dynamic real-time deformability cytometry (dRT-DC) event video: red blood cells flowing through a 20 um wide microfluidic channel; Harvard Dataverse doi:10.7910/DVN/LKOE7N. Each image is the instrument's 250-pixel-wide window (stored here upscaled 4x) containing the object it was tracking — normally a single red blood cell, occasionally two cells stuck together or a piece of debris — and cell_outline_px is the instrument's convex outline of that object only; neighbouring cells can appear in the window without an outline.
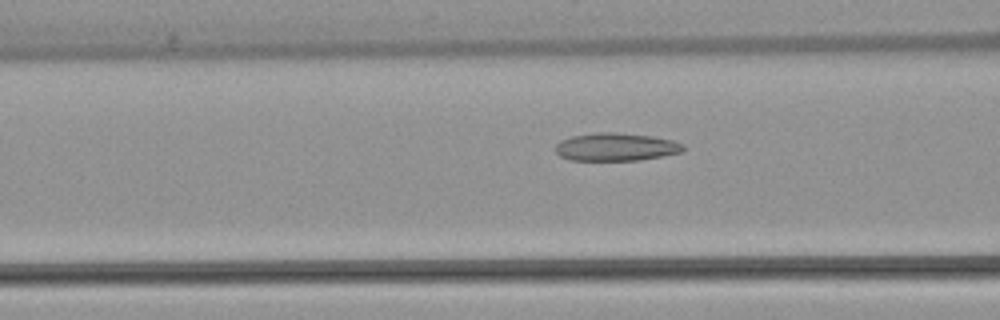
{"species": "common noctule bat (a hibernating species)", "species_latin": "Nyctalus noctula", "temperature_condition": "warm", "stored_images_in_passage": 37, "camera_frame_rate_fps": 3000, "um_per_image_px": 0.085, "animal": {"sex": "female", "body_mass_g": 22.7, "forearm_length_mm": 54.2}, "frame": {"image": 1, "passage_image": 5, "time_ms": 1.333, "image_size_px": [1000, 320], "cell_outline_px": [[684, 148], [680, 152], [640, 160], [568, 160], [560, 156], [556, 152], [556, 144], [560, 140], [572, 136], [596, 132], [616, 132], [652, 136], [672, 140], [684, 144]], "centroid_in_image_um": [52.32, 12.48], "position_along_channel_um": 114.3, "area_um2": 20.75}}
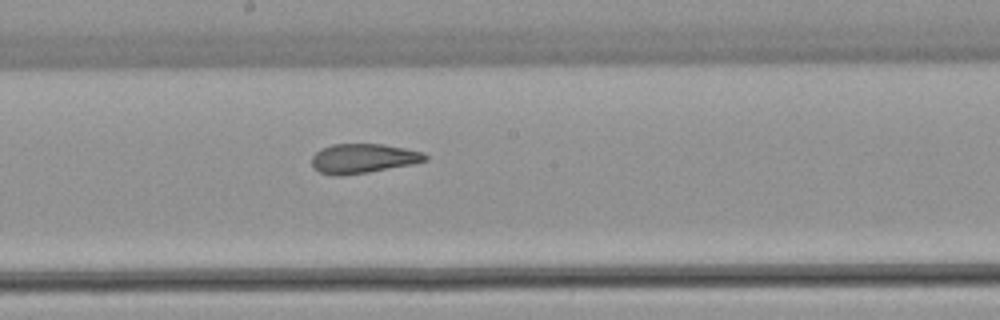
{"frame": {"image": 2, "passage_image": 13, "time_ms": 4.0, "image_size_px": [1000, 320], "cell_outline_px": [[428, 160], [412, 164], [368, 172], [340, 176], [332, 176], [320, 172], [312, 168], [312, 156], [320, 148], [332, 144], [384, 144], [424, 152], [428, 156]], "centroid_in_image_um": [30.84, 13.47], "position_along_channel_um": 217.4, "area_um2": 19.65}}
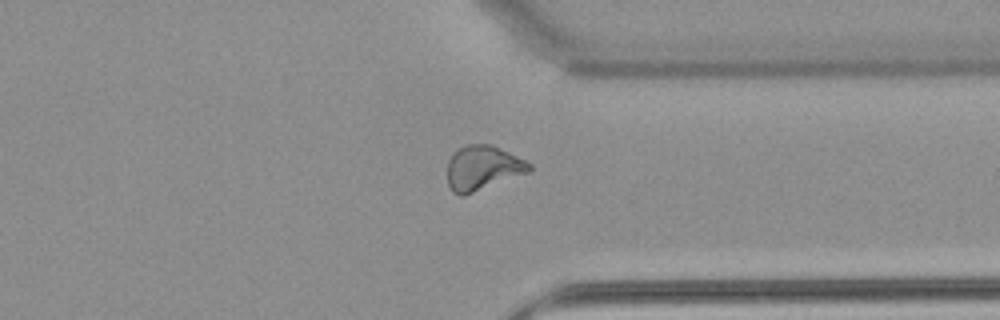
{"frame": {"image": 3, "passage_image": 25, "time_ms": 8.0, "image_size_px": [1000, 320], "cell_outline_px": [[532, 168], [528, 172], [464, 196], [460, 196], [452, 192], [448, 184], [448, 160], [460, 148], [468, 144], [492, 144], [532, 164]], "centroid_in_image_um": [41.02, 14.28], "position_along_channel_um": 370.4, "area_um2": 21.04}, "authors_computed_cell_mechanics": {"area_um2": 20.6346, "velocity_mm_per_s": 3.8692, "shape_relaxation_time_tau1_ms": null, "shape_relaxation_time_tau2_ms": 1.9138, "deformation_change_tau1": null, "deformation_change_tau2": 0.0931}}